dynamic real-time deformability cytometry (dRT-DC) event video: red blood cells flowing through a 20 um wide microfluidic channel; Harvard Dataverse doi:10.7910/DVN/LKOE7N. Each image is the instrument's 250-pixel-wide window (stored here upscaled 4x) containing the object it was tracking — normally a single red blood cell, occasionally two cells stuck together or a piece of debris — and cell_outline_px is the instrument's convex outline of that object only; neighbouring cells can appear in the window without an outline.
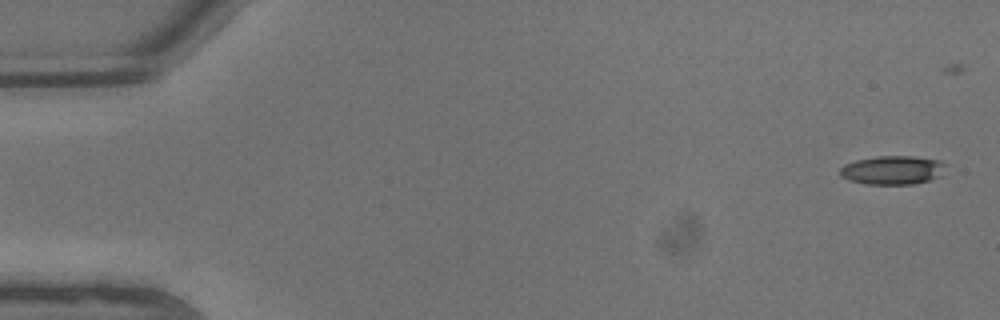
{"species": "common noctule bat (a hibernating species)", "species_latin": "Nyctalus noctula", "temperature_condition": "warm", "stored_images_in_passage": 9, "camera_frame_rate_fps": 3000, "um_per_image_px": 0.085, "animal": {"sex": "male", "body_mass_g": 13.3}, "frame": {"image": 1, "passage_image": 1, "time_ms": 0.0, "image_size_px": [1000, 320], "cell_outline_px": [[948, 164], [940, 176], [928, 180], [912, 184], [864, 184], [848, 180], [840, 176], [840, 168], [844, 164], [856, 160], [876, 156], [912, 156], [936, 160]], "centroid_in_image_um": [75.84, 14.46], "position_along_channel_um": 9.2, "area_um2": 17.74}}
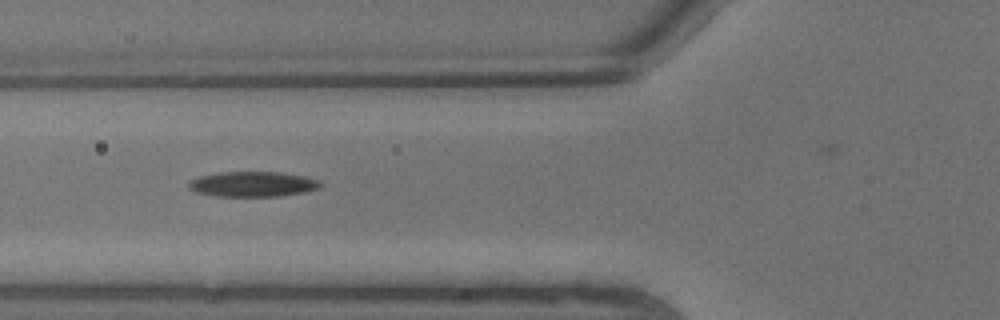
{"frame": {"image": 2, "passage_image": 8, "time_ms": 2.333, "image_size_px": [1000, 320], "cell_outline_px": [[324, 184], [320, 188], [304, 192], [276, 196], [212, 196], [196, 192], [188, 188], [188, 184], [192, 180], [200, 176], [220, 172], [280, 172], [304, 176], [320, 180]], "centroid_in_image_um": [21.51, 15.65], "position_along_channel_um": 104.3, "area_um2": 19.36}}
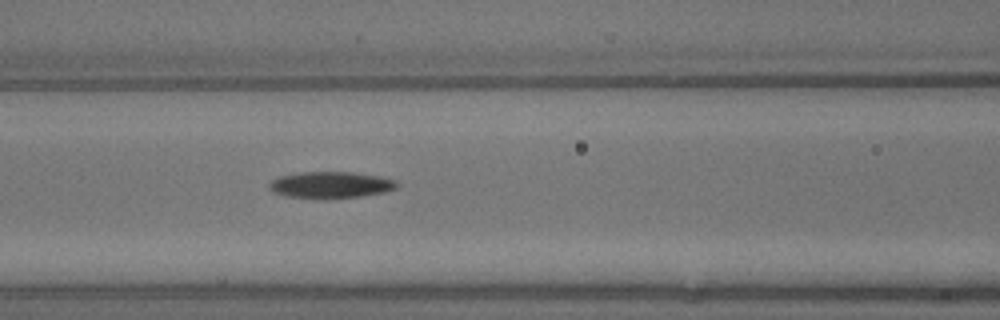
{"frame": {"image": 3, "passage_image": 9, "time_ms": 2.667, "image_size_px": [1000, 320], "cell_outline_px": [[400, 184], [396, 188], [384, 192], [360, 196], [288, 196], [272, 192], [268, 188], [268, 184], [272, 180], [280, 176], [300, 172], [352, 172], [380, 176], [396, 180]], "centroid_in_image_um": [28.13, 15.67], "position_along_channel_um": 138.5, "area_um2": 19.02}}